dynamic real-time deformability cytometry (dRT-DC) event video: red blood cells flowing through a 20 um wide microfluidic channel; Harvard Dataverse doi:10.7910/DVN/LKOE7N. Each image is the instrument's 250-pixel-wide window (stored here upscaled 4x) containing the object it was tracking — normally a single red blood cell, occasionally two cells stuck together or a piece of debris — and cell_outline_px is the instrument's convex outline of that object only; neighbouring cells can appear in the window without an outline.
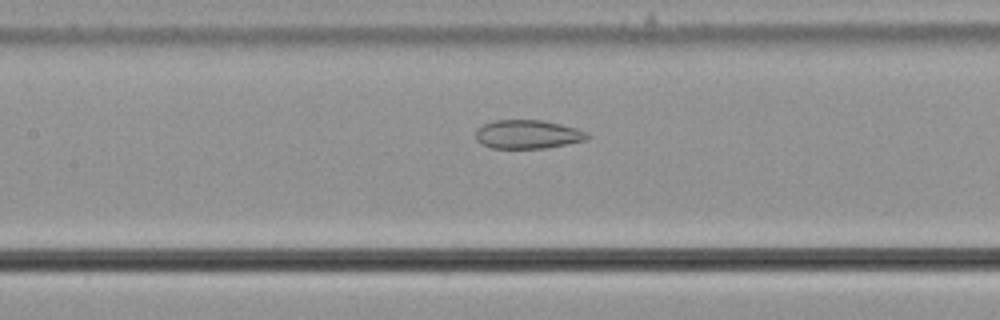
{"species": "common noctule bat (a hibernating species)", "species_latin": "Nyctalus noctula", "temperature_condition": "cold", "stored_images_in_passage": 55, "camera_frame_rate_fps": 3000, "um_per_image_px": 0.085, "animal": {"sex": "male", "body_mass_g": 21.5, "forearm_length_mm": 52.0}, "frame": {"image": 1, "passage_image": 25, "time_ms": 8.0, "image_size_px": [1000, 320], "cell_outline_px": [[592, 136], [588, 140], [544, 148], [492, 148], [480, 144], [476, 140], [476, 128], [484, 124], [496, 120], [540, 120], [560, 124], [576, 128], [588, 132]], "centroid_in_image_um": [44.87, 11.42], "position_along_channel_um": 162.5, "area_um2": 18.79}}
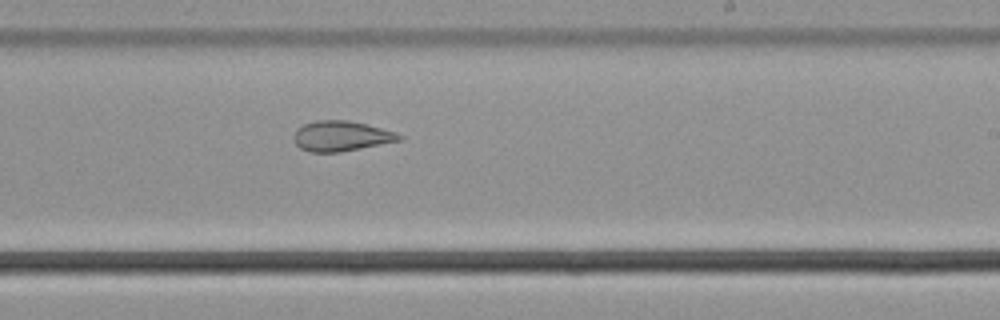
{"frame": {"image": 2, "passage_image": 33, "time_ms": 10.667, "image_size_px": [1000, 320], "cell_outline_px": [[404, 140], [340, 152], [312, 152], [300, 148], [296, 144], [292, 136], [296, 128], [304, 124], [316, 120], [348, 120], [368, 124], [396, 132], [404, 136]], "centroid_in_image_um": [29.02, 11.56], "position_along_channel_um": 260.0, "area_um2": 18.84}}
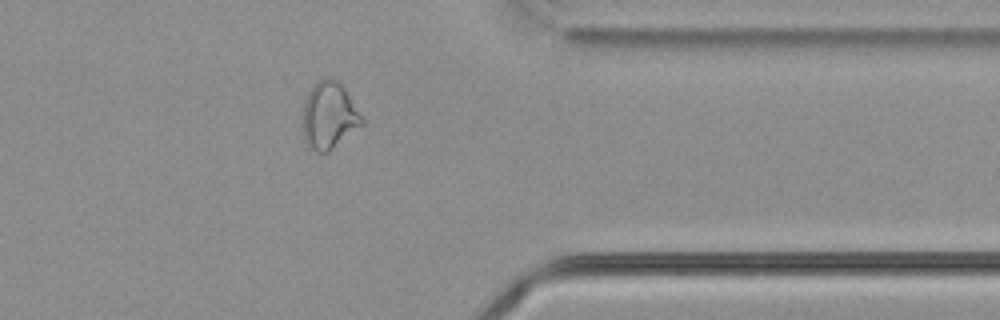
{"frame": {"image": 3, "passage_image": 44, "time_ms": 14.333, "image_size_px": [1000, 320], "cell_outline_px": [[364, 124], [328, 152], [316, 152], [308, 148], [304, 140], [304, 100], [308, 92], [316, 80], [324, 76], [336, 76], [344, 88], [364, 120]], "centroid_in_image_um": [27.97, 9.78], "position_along_channel_um": 383.4, "area_um2": 23.29}, "authors_computed_cell_mechanics": {"area_um2": 24.5072, "velocity_mm_per_s": 3.669, "shape_relaxation_time_tau1_ms": null, "shape_relaxation_time_tau2_ms": 3.9343, "deformation_change_tau1": null, "deformation_change_tau2": 0.1096}}